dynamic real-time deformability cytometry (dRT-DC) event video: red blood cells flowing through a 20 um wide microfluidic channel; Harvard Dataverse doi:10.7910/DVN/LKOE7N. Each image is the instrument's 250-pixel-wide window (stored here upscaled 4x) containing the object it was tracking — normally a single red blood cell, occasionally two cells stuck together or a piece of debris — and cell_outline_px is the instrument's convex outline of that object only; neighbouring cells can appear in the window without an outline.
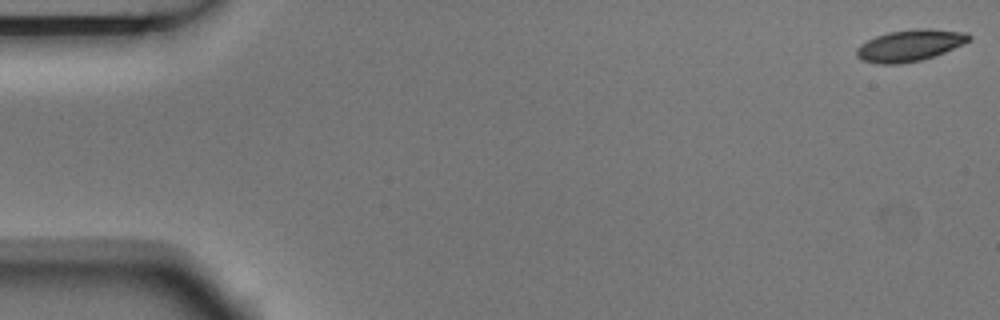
{"species": "Egyptian fruit bat (a non-hibernating species)", "species_latin": "Rousettus aegyptiacus", "temperature_condition": "room temperature", "stored_images_in_passage": 6, "camera_frame_rate_fps": 3000, "um_per_image_px": 0.085, "animal": {"sex": "male"}, "frame": {"image": 1, "passage_image": 1, "time_ms": 0.0, "image_size_px": [1000, 320], "cell_outline_px": [[972, 40], [964, 44], [936, 56], [920, 60], [900, 64], [876, 64], [864, 60], [856, 56], [856, 48], [860, 44], [876, 36], [888, 32], [912, 28], [932, 28], [968, 32], [972, 36]], "centroid_in_image_um": [77.39, 3.84], "position_along_channel_um": 7.6, "area_um2": 21.1}}
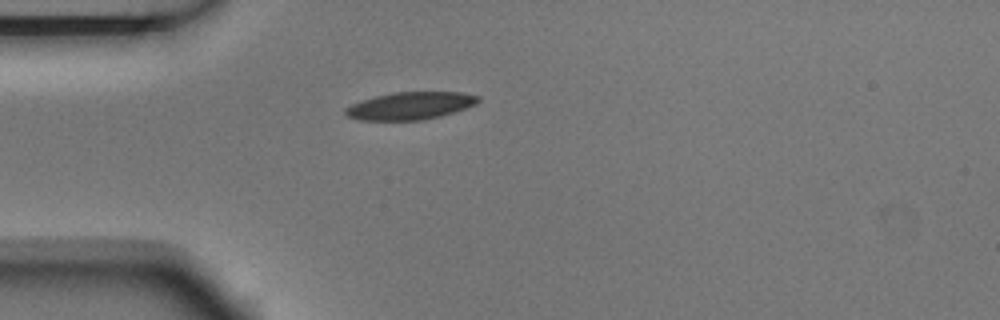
{"frame": {"image": 2, "passage_image": 5, "time_ms": 1.333, "image_size_px": [1000, 320], "cell_outline_px": [[480, 100], [476, 104], [440, 116], [420, 120], [360, 120], [348, 116], [344, 112], [344, 108], [352, 104], [376, 96], [392, 92], [464, 92], [480, 96]], "centroid_in_image_um": [34.88, 8.98], "position_along_channel_um": 50.1, "area_um2": 21.1}}